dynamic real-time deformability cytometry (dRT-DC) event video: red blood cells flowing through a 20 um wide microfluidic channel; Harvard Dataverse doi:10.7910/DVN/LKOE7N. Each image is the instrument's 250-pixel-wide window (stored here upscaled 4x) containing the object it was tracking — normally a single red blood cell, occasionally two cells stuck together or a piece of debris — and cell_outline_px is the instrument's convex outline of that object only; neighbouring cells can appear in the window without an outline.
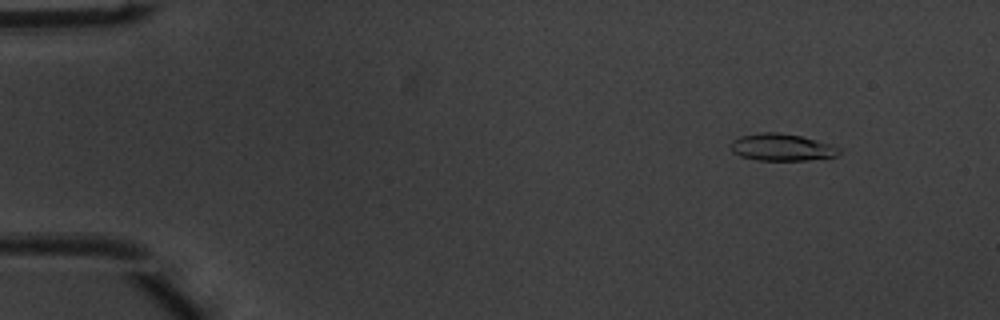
{"species": "common noctule bat (a hibernating species)", "species_latin": "Nyctalus noctula", "temperature_condition": "warm", "stored_images_in_passage": 51, "camera_frame_rate_fps": 3000, "um_per_image_px": 0.085, "animal": {"sex": "male", "body_mass_g": 20.1, "forearm_length_mm": 53.5}, "frame": {"image": 1, "passage_image": 6, "time_ms": 1.667, "image_size_px": [1000, 320], "cell_outline_px": [[840, 152], [836, 156], [808, 160], [756, 160], [740, 156], [732, 152], [732, 140], [740, 136], [764, 132], [776, 132], [800, 136], [832, 144], [840, 148]], "centroid_in_image_um": [66.45, 12.52], "position_along_channel_um": 18.5, "area_um2": 16.99}}
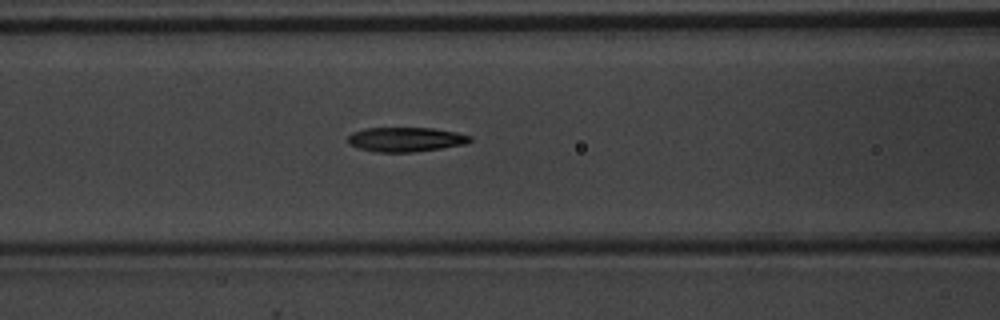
{"frame": {"image": 2, "passage_image": 22, "time_ms": 7.0, "image_size_px": [1000, 320], "cell_outline_px": [[472, 140], [464, 144], [440, 148], [412, 152], [376, 152], [356, 148], [348, 144], [348, 136], [352, 132], [364, 128], [432, 128], [456, 132], [472, 136]], "centroid_in_image_um": [34.44, 11.85], "position_along_channel_um": 132.2, "area_um2": 17.46}}
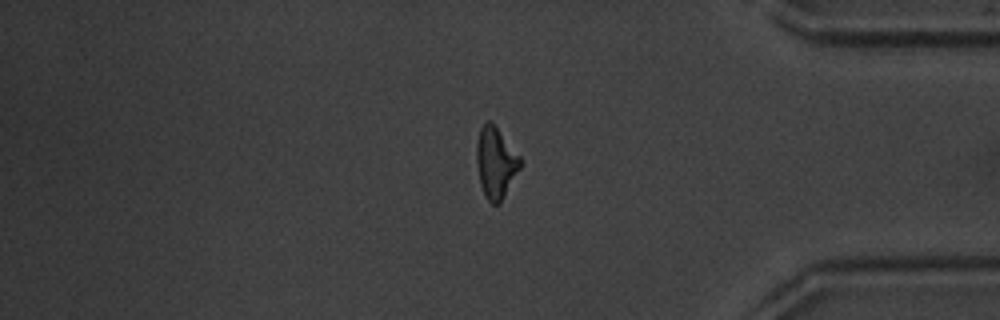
{"frame": {"image": 3, "passage_image": 43, "time_ms": 14.0, "image_size_px": [1000, 320], "cell_outline_px": [[520, 168], [500, 204], [492, 204], [488, 200], [480, 184], [476, 160], [476, 144], [480, 128], [488, 120], [496, 128], [520, 156]], "centroid_in_image_um": [42.12, 13.86], "position_along_channel_um": 393.1, "area_um2": 17.69}, "authors_computed_cell_mechanics": {"area_um2": 17.5134, "velocity_mm_per_s": 4.0435, "shape_relaxation_time_tau1_ms": 4.3116, "shape_relaxation_time_tau2_ms": 3.5877, "deformation_change_tau1": 0.1693, "deformation_change_tau2": 0.1423}}